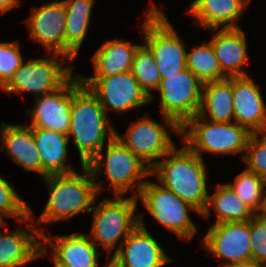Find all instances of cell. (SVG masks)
<instances>
[{"mask_svg": "<svg viewBox=\"0 0 266 267\" xmlns=\"http://www.w3.org/2000/svg\"><path fill=\"white\" fill-rule=\"evenodd\" d=\"M186 68L203 83L227 79L210 42H204L187 51Z\"/></svg>", "mask_w": 266, "mask_h": 267, "instance_id": "4316f807", "label": "cell"}, {"mask_svg": "<svg viewBox=\"0 0 266 267\" xmlns=\"http://www.w3.org/2000/svg\"><path fill=\"white\" fill-rule=\"evenodd\" d=\"M66 16L91 17L94 0H63Z\"/></svg>", "mask_w": 266, "mask_h": 267, "instance_id": "e575fe53", "label": "cell"}, {"mask_svg": "<svg viewBox=\"0 0 266 267\" xmlns=\"http://www.w3.org/2000/svg\"><path fill=\"white\" fill-rule=\"evenodd\" d=\"M234 122L250 133L266 130V105L250 76L232 77Z\"/></svg>", "mask_w": 266, "mask_h": 267, "instance_id": "d6986e66", "label": "cell"}, {"mask_svg": "<svg viewBox=\"0 0 266 267\" xmlns=\"http://www.w3.org/2000/svg\"><path fill=\"white\" fill-rule=\"evenodd\" d=\"M24 22L33 41L52 54L65 57L66 8L63 0L33 7L30 16Z\"/></svg>", "mask_w": 266, "mask_h": 267, "instance_id": "5bb4252c", "label": "cell"}, {"mask_svg": "<svg viewBox=\"0 0 266 267\" xmlns=\"http://www.w3.org/2000/svg\"><path fill=\"white\" fill-rule=\"evenodd\" d=\"M203 84L187 68L161 79L157 88L160 93V112L165 124L176 134L181 135V127L198 114Z\"/></svg>", "mask_w": 266, "mask_h": 267, "instance_id": "52a82bcc", "label": "cell"}, {"mask_svg": "<svg viewBox=\"0 0 266 267\" xmlns=\"http://www.w3.org/2000/svg\"><path fill=\"white\" fill-rule=\"evenodd\" d=\"M32 131L42 162V178L75 171L73 167L65 164L69 143L67 134L35 127H32Z\"/></svg>", "mask_w": 266, "mask_h": 267, "instance_id": "603a6c76", "label": "cell"}, {"mask_svg": "<svg viewBox=\"0 0 266 267\" xmlns=\"http://www.w3.org/2000/svg\"><path fill=\"white\" fill-rule=\"evenodd\" d=\"M33 109H28L31 127L69 133L72 106V77L58 90L34 97Z\"/></svg>", "mask_w": 266, "mask_h": 267, "instance_id": "e0dca14e", "label": "cell"}, {"mask_svg": "<svg viewBox=\"0 0 266 267\" xmlns=\"http://www.w3.org/2000/svg\"><path fill=\"white\" fill-rule=\"evenodd\" d=\"M162 158L163 161L159 160L151 168V175L157 174L158 184L193 206L202 215L210 195L204 159L184 143L178 150L175 145Z\"/></svg>", "mask_w": 266, "mask_h": 267, "instance_id": "7a4b0ae2", "label": "cell"}, {"mask_svg": "<svg viewBox=\"0 0 266 267\" xmlns=\"http://www.w3.org/2000/svg\"><path fill=\"white\" fill-rule=\"evenodd\" d=\"M203 247L228 264L251 263L250 220L210 225Z\"/></svg>", "mask_w": 266, "mask_h": 267, "instance_id": "4fadbf2b", "label": "cell"}, {"mask_svg": "<svg viewBox=\"0 0 266 267\" xmlns=\"http://www.w3.org/2000/svg\"><path fill=\"white\" fill-rule=\"evenodd\" d=\"M0 212L7 217L19 220V222L30 216V206L2 175H0Z\"/></svg>", "mask_w": 266, "mask_h": 267, "instance_id": "4dcf8cb0", "label": "cell"}, {"mask_svg": "<svg viewBox=\"0 0 266 267\" xmlns=\"http://www.w3.org/2000/svg\"><path fill=\"white\" fill-rule=\"evenodd\" d=\"M65 60L71 64L68 58L59 54H53V58H36L23 62L1 90L18 94L31 92L35 94V98L54 92L74 75V67L63 65Z\"/></svg>", "mask_w": 266, "mask_h": 267, "instance_id": "9c48e42d", "label": "cell"}, {"mask_svg": "<svg viewBox=\"0 0 266 267\" xmlns=\"http://www.w3.org/2000/svg\"><path fill=\"white\" fill-rule=\"evenodd\" d=\"M131 72L142 90L152 101V90H157L161 76L150 49L144 44L139 45L134 53Z\"/></svg>", "mask_w": 266, "mask_h": 267, "instance_id": "f1b7e54d", "label": "cell"}, {"mask_svg": "<svg viewBox=\"0 0 266 267\" xmlns=\"http://www.w3.org/2000/svg\"><path fill=\"white\" fill-rule=\"evenodd\" d=\"M0 151H5L9 159L23 166L28 172L42 177V162L36 147L31 126L2 122L0 125Z\"/></svg>", "mask_w": 266, "mask_h": 267, "instance_id": "44dd1931", "label": "cell"}, {"mask_svg": "<svg viewBox=\"0 0 266 267\" xmlns=\"http://www.w3.org/2000/svg\"><path fill=\"white\" fill-rule=\"evenodd\" d=\"M144 215L138 213L139 225L115 248L113 254L123 267H163L174 261L146 229Z\"/></svg>", "mask_w": 266, "mask_h": 267, "instance_id": "2e32d148", "label": "cell"}, {"mask_svg": "<svg viewBox=\"0 0 266 267\" xmlns=\"http://www.w3.org/2000/svg\"><path fill=\"white\" fill-rule=\"evenodd\" d=\"M79 79L97 97L106 114L108 109L125 113L151 102L131 71Z\"/></svg>", "mask_w": 266, "mask_h": 267, "instance_id": "8fae6325", "label": "cell"}, {"mask_svg": "<svg viewBox=\"0 0 266 267\" xmlns=\"http://www.w3.org/2000/svg\"><path fill=\"white\" fill-rule=\"evenodd\" d=\"M183 142L198 156L245 153L251 133L236 122H211L198 115L181 127Z\"/></svg>", "mask_w": 266, "mask_h": 267, "instance_id": "8992f818", "label": "cell"}, {"mask_svg": "<svg viewBox=\"0 0 266 267\" xmlns=\"http://www.w3.org/2000/svg\"><path fill=\"white\" fill-rule=\"evenodd\" d=\"M250 0H193L188 13L203 29L241 28L237 20L244 15Z\"/></svg>", "mask_w": 266, "mask_h": 267, "instance_id": "7402d4cb", "label": "cell"}, {"mask_svg": "<svg viewBox=\"0 0 266 267\" xmlns=\"http://www.w3.org/2000/svg\"><path fill=\"white\" fill-rule=\"evenodd\" d=\"M252 263L266 267V214L257 213L250 219Z\"/></svg>", "mask_w": 266, "mask_h": 267, "instance_id": "836d02e7", "label": "cell"}, {"mask_svg": "<svg viewBox=\"0 0 266 267\" xmlns=\"http://www.w3.org/2000/svg\"><path fill=\"white\" fill-rule=\"evenodd\" d=\"M197 115L211 122H234L232 77L203 84Z\"/></svg>", "mask_w": 266, "mask_h": 267, "instance_id": "cb8c5ba5", "label": "cell"}, {"mask_svg": "<svg viewBox=\"0 0 266 267\" xmlns=\"http://www.w3.org/2000/svg\"><path fill=\"white\" fill-rule=\"evenodd\" d=\"M17 41L0 42V89L12 78L24 61Z\"/></svg>", "mask_w": 266, "mask_h": 267, "instance_id": "d6a6232c", "label": "cell"}, {"mask_svg": "<svg viewBox=\"0 0 266 267\" xmlns=\"http://www.w3.org/2000/svg\"><path fill=\"white\" fill-rule=\"evenodd\" d=\"M90 17L66 16L65 57L70 62L78 55L88 33Z\"/></svg>", "mask_w": 266, "mask_h": 267, "instance_id": "1f68e13d", "label": "cell"}, {"mask_svg": "<svg viewBox=\"0 0 266 267\" xmlns=\"http://www.w3.org/2000/svg\"><path fill=\"white\" fill-rule=\"evenodd\" d=\"M103 152L104 148L87 164L95 182L104 168V175L109 179L114 196H123L129 190L137 189V194L134 193L137 197L147 181L146 178L151 176V168L135 156L116 136L107 142L105 156ZM103 156L106 158L105 162H103Z\"/></svg>", "mask_w": 266, "mask_h": 267, "instance_id": "277c9868", "label": "cell"}, {"mask_svg": "<svg viewBox=\"0 0 266 267\" xmlns=\"http://www.w3.org/2000/svg\"><path fill=\"white\" fill-rule=\"evenodd\" d=\"M139 44L111 39L106 41L92 57L94 77L109 76L131 71L134 53Z\"/></svg>", "mask_w": 266, "mask_h": 267, "instance_id": "d4e9b609", "label": "cell"}, {"mask_svg": "<svg viewBox=\"0 0 266 267\" xmlns=\"http://www.w3.org/2000/svg\"><path fill=\"white\" fill-rule=\"evenodd\" d=\"M137 200L134 195L127 198L115 196V199L106 198L97 207L93 206L94 219L88 236L96 246L106 250L108 257L120 238L125 240L139 225Z\"/></svg>", "mask_w": 266, "mask_h": 267, "instance_id": "ba28073f", "label": "cell"}, {"mask_svg": "<svg viewBox=\"0 0 266 267\" xmlns=\"http://www.w3.org/2000/svg\"><path fill=\"white\" fill-rule=\"evenodd\" d=\"M212 208L217 218L211 225L249 221L256 214L228 183L217 185L215 193L209 195L207 207L201 216L208 219Z\"/></svg>", "mask_w": 266, "mask_h": 267, "instance_id": "484cf974", "label": "cell"}, {"mask_svg": "<svg viewBox=\"0 0 266 267\" xmlns=\"http://www.w3.org/2000/svg\"><path fill=\"white\" fill-rule=\"evenodd\" d=\"M215 32L210 40L222 73L227 77L249 76L243 65L249 64L246 34L241 28L210 29Z\"/></svg>", "mask_w": 266, "mask_h": 267, "instance_id": "ffe728a7", "label": "cell"}, {"mask_svg": "<svg viewBox=\"0 0 266 267\" xmlns=\"http://www.w3.org/2000/svg\"><path fill=\"white\" fill-rule=\"evenodd\" d=\"M137 199H141L148 213L158 223L170 230L171 233H175L179 239L191 240L196 234L197 227L188 212L192 210L200 216L201 214L160 184L147 180L140 189Z\"/></svg>", "mask_w": 266, "mask_h": 267, "instance_id": "30bf717a", "label": "cell"}, {"mask_svg": "<svg viewBox=\"0 0 266 267\" xmlns=\"http://www.w3.org/2000/svg\"><path fill=\"white\" fill-rule=\"evenodd\" d=\"M82 174L76 171L68 174H53L43 178L49 188V199L36 223L46 224L69 221L81 212L91 213L96 198L104 189L95 182L92 172L83 165Z\"/></svg>", "mask_w": 266, "mask_h": 267, "instance_id": "3957f363", "label": "cell"}, {"mask_svg": "<svg viewBox=\"0 0 266 267\" xmlns=\"http://www.w3.org/2000/svg\"><path fill=\"white\" fill-rule=\"evenodd\" d=\"M110 142L116 130L108 120L97 97L84 86L79 75L72 76L71 124L69 140L78 150L81 166L89 164L104 148L106 137Z\"/></svg>", "mask_w": 266, "mask_h": 267, "instance_id": "6da1fadb", "label": "cell"}, {"mask_svg": "<svg viewBox=\"0 0 266 267\" xmlns=\"http://www.w3.org/2000/svg\"><path fill=\"white\" fill-rule=\"evenodd\" d=\"M44 244L51 246L54 265L64 267H97V246L91 241L90 236L74 232L70 235L50 237L44 232L41 234L40 257L47 256L48 251Z\"/></svg>", "mask_w": 266, "mask_h": 267, "instance_id": "9a60e30c", "label": "cell"}, {"mask_svg": "<svg viewBox=\"0 0 266 267\" xmlns=\"http://www.w3.org/2000/svg\"><path fill=\"white\" fill-rule=\"evenodd\" d=\"M106 267H123L120 260L113 254Z\"/></svg>", "mask_w": 266, "mask_h": 267, "instance_id": "74e56055", "label": "cell"}, {"mask_svg": "<svg viewBox=\"0 0 266 267\" xmlns=\"http://www.w3.org/2000/svg\"><path fill=\"white\" fill-rule=\"evenodd\" d=\"M222 267H263V266H259L257 264L254 263H236V264H228V265H222Z\"/></svg>", "mask_w": 266, "mask_h": 267, "instance_id": "8d00e7d4", "label": "cell"}, {"mask_svg": "<svg viewBox=\"0 0 266 267\" xmlns=\"http://www.w3.org/2000/svg\"><path fill=\"white\" fill-rule=\"evenodd\" d=\"M141 27L144 44L154 57L161 79L174 76L186 69L187 47L180 40L163 10L152 3Z\"/></svg>", "mask_w": 266, "mask_h": 267, "instance_id": "5b68a950", "label": "cell"}, {"mask_svg": "<svg viewBox=\"0 0 266 267\" xmlns=\"http://www.w3.org/2000/svg\"><path fill=\"white\" fill-rule=\"evenodd\" d=\"M20 0H0V13L4 14L5 12L18 7L20 5Z\"/></svg>", "mask_w": 266, "mask_h": 267, "instance_id": "d590c367", "label": "cell"}, {"mask_svg": "<svg viewBox=\"0 0 266 267\" xmlns=\"http://www.w3.org/2000/svg\"><path fill=\"white\" fill-rule=\"evenodd\" d=\"M34 219L30 208V216L21 222L26 229H6L0 233V267H24L30 261L40 258V240L44 231L34 226Z\"/></svg>", "mask_w": 266, "mask_h": 267, "instance_id": "ac0fdd59", "label": "cell"}, {"mask_svg": "<svg viewBox=\"0 0 266 267\" xmlns=\"http://www.w3.org/2000/svg\"><path fill=\"white\" fill-rule=\"evenodd\" d=\"M4 214L2 212H0V227H4L6 225V222L3 219Z\"/></svg>", "mask_w": 266, "mask_h": 267, "instance_id": "f35d334b", "label": "cell"}, {"mask_svg": "<svg viewBox=\"0 0 266 267\" xmlns=\"http://www.w3.org/2000/svg\"><path fill=\"white\" fill-rule=\"evenodd\" d=\"M242 154L246 170L266 180V130L251 133L245 153Z\"/></svg>", "mask_w": 266, "mask_h": 267, "instance_id": "f546056e", "label": "cell"}, {"mask_svg": "<svg viewBox=\"0 0 266 267\" xmlns=\"http://www.w3.org/2000/svg\"><path fill=\"white\" fill-rule=\"evenodd\" d=\"M235 193L257 214L266 207V180L248 170L242 171L229 183Z\"/></svg>", "mask_w": 266, "mask_h": 267, "instance_id": "83f0119b", "label": "cell"}, {"mask_svg": "<svg viewBox=\"0 0 266 267\" xmlns=\"http://www.w3.org/2000/svg\"><path fill=\"white\" fill-rule=\"evenodd\" d=\"M165 124L158 123L149 116L133 121L125 132L120 136L116 131V137L145 164L152 168L174 146L171 135Z\"/></svg>", "mask_w": 266, "mask_h": 267, "instance_id": "7c38bea8", "label": "cell"}]
</instances>
